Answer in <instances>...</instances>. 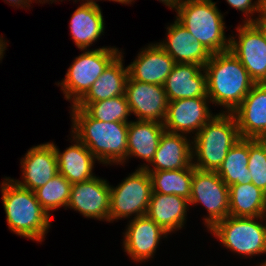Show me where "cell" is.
<instances>
[{
    "label": "cell",
    "mask_w": 266,
    "mask_h": 266,
    "mask_svg": "<svg viewBox=\"0 0 266 266\" xmlns=\"http://www.w3.org/2000/svg\"><path fill=\"white\" fill-rule=\"evenodd\" d=\"M120 53L117 48L102 47L89 49L76 57L63 81L57 84H60L66 100L75 105Z\"/></svg>",
    "instance_id": "7"
},
{
    "label": "cell",
    "mask_w": 266,
    "mask_h": 266,
    "mask_svg": "<svg viewBox=\"0 0 266 266\" xmlns=\"http://www.w3.org/2000/svg\"><path fill=\"white\" fill-rule=\"evenodd\" d=\"M167 42L158 43L175 63L205 66L211 53L177 20L167 27Z\"/></svg>",
    "instance_id": "20"
},
{
    "label": "cell",
    "mask_w": 266,
    "mask_h": 266,
    "mask_svg": "<svg viewBox=\"0 0 266 266\" xmlns=\"http://www.w3.org/2000/svg\"><path fill=\"white\" fill-rule=\"evenodd\" d=\"M104 25L100 6L96 1L85 0L74 11L69 26L76 46L84 51L104 33Z\"/></svg>",
    "instance_id": "21"
},
{
    "label": "cell",
    "mask_w": 266,
    "mask_h": 266,
    "mask_svg": "<svg viewBox=\"0 0 266 266\" xmlns=\"http://www.w3.org/2000/svg\"><path fill=\"white\" fill-rule=\"evenodd\" d=\"M237 27L238 41L230 37L229 50L238 58L255 83H266V41L252 22Z\"/></svg>",
    "instance_id": "10"
},
{
    "label": "cell",
    "mask_w": 266,
    "mask_h": 266,
    "mask_svg": "<svg viewBox=\"0 0 266 266\" xmlns=\"http://www.w3.org/2000/svg\"><path fill=\"white\" fill-rule=\"evenodd\" d=\"M181 23L211 54L229 50L223 15L212 0H183L176 8Z\"/></svg>",
    "instance_id": "5"
},
{
    "label": "cell",
    "mask_w": 266,
    "mask_h": 266,
    "mask_svg": "<svg viewBox=\"0 0 266 266\" xmlns=\"http://www.w3.org/2000/svg\"><path fill=\"white\" fill-rule=\"evenodd\" d=\"M122 61L120 53L77 103H92L125 95L128 67L124 68Z\"/></svg>",
    "instance_id": "25"
},
{
    "label": "cell",
    "mask_w": 266,
    "mask_h": 266,
    "mask_svg": "<svg viewBox=\"0 0 266 266\" xmlns=\"http://www.w3.org/2000/svg\"><path fill=\"white\" fill-rule=\"evenodd\" d=\"M204 73V67L201 65L175 63L163 85L168 100L208 97Z\"/></svg>",
    "instance_id": "19"
},
{
    "label": "cell",
    "mask_w": 266,
    "mask_h": 266,
    "mask_svg": "<svg viewBox=\"0 0 266 266\" xmlns=\"http://www.w3.org/2000/svg\"><path fill=\"white\" fill-rule=\"evenodd\" d=\"M174 65V59L158 43H152L127 66L128 76L139 82L164 85Z\"/></svg>",
    "instance_id": "17"
},
{
    "label": "cell",
    "mask_w": 266,
    "mask_h": 266,
    "mask_svg": "<svg viewBox=\"0 0 266 266\" xmlns=\"http://www.w3.org/2000/svg\"><path fill=\"white\" fill-rule=\"evenodd\" d=\"M72 136L76 143L66 148L63 153L59 152L54 143L51 144L57 155L58 172L71 184H75L95 177L92 170L97 159L77 137L73 134Z\"/></svg>",
    "instance_id": "23"
},
{
    "label": "cell",
    "mask_w": 266,
    "mask_h": 266,
    "mask_svg": "<svg viewBox=\"0 0 266 266\" xmlns=\"http://www.w3.org/2000/svg\"><path fill=\"white\" fill-rule=\"evenodd\" d=\"M198 203L208 211V216L204 218L208 229L229 216V187L216 171L200 170L193 166L189 204Z\"/></svg>",
    "instance_id": "9"
},
{
    "label": "cell",
    "mask_w": 266,
    "mask_h": 266,
    "mask_svg": "<svg viewBox=\"0 0 266 266\" xmlns=\"http://www.w3.org/2000/svg\"><path fill=\"white\" fill-rule=\"evenodd\" d=\"M109 1H115V2H119L121 4H130L134 0H109Z\"/></svg>",
    "instance_id": "37"
},
{
    "label": "cell",
    "mask_w": 266,
    "mask_h": 266,
    "mask_svg": "<svg viewBox=\"0 0 266 266\" xmlns=\"http://www.w3.org/2000/svg\"><path fill=\"white\" fill-rule=\"evenodd\" d=\"M4 181L2 202L9 229L19 236L41 242L51 225L50 215L37 201L34 191L19 186L9 177Z\"/></svg>",
    "instance_id": "3"
},
{
    "label": "cell",
    "mask_w": 266,
    "mask_h": 266,
    "mask_svg": "<svg viewBox=\"0 0 266 266\" xmlns=\"http://www.w3.org/2000/svg\"><path fill=\"white\" fill-rule=\"evenodd\" d=\"M152 181V192L178 195L190 199L193 165L187 168L163 171H147Z\"/></svg>",
    "instance_id": "28"
},
{
    "label": "cell",
    "mask_w": 266,
    "mask_h": 266,
    "mask_svg": "<svg viewBox=\"0 0 266 266\" xmlns=\"http://www.w3.org/2000/svg\"><path fill=\"white\" fill-rule=\"evenodd\" d=\"M209 101L232 113L255 82L238 58L230 51L211 54L204 66Z\"/></svg>",
    "instance_id": "2"
},
{
    "label": "cell",
    "mask_w": 266,
    "mask_h": 266,
    "mask_svg": "<svg viewBox=\"0 0 266 266\" xmlns=\"http://www.w3.org/2000/svg\"><path fill=\"white\" fill-rule=\"evenodd\" d=\"M184 134L164 131L160 137L157 151L151 160L154 168L148 164L139 167L146 171L176 170L189 167L192 159V142Z\"/></svg>",
    "instance_id": "18"
},
{
    "label": "cell",
    "mask_w": 266,
    "mask_h": 266,
    "mask_svg": "<svg viewBox=\"0 0 266 266\" xmlns=\"http://www.w3.org/2000/svg\"><path fill=\"white\" fill-rule=\"evenodd\" d=\"M152 193L150 174L137 169L118 186L110 185L109 222L115 219L145 216Z\"/></svg>",
    "instance_id": "8"
},
{
    "label": "cell",
    "mask_w": 266,
    "mask_h": 266,
    "mask_svg": "<svg viewBox=\"0 0 266 266\" xmlns=\"http://www.w3.org/2000/svg\"><path fill=\"white\" fill-rule=\"evenodd\" d=\"M248 159L249 139L241 138L229 149L222 165L216 172L228 187L251 183Z\"/></svg>",
    "instance_id": "27"
},
{
    "label": "cell",
    "mask_w": 266,
    "mask_h": 266,
    "mask_svg": "<svg viewBox=\"0 0 266 266\" xmlns=\"http://www.w3.org/2000/svg\"><path fill=\"white\" fill-rule=\"evenodd\" d=\"M21 160L24 180H14L19 186L31 191L44 186L58 174V161L54 146L45 143L28 150Z\"/></svg>",
    "instance_id": "15"
},
{
    "label": "cell",
    "mask_w": 266,
    "mask_h": 266,
    "mask_svg": "<svg viewBox=\"0 0 266 266\" xmlns=\"http://www.w3.org/2000/svg\"><path fill=\"white\" fill-rule=\"evenodd\" d=\"M252 23L260 30L266 41V9L263 8L259 17L256 19L252 18Z\"/></svg>",
    "instance_id": "33"
},
{
    "label": "cell",
    "mask_w": 266,
    "mask_h": 266,
    "mask_svg": "<svg viewBox=\"0 0 266 266\" xmlns=\"http://www.w3.org/2000/svg\"><path fill=\"white\" fill-rule=\"evenodd\" d=\"M125 96L138 120L164 123L169 100L163 85L139 82L128 76Z\"/></svg>",
    "instance_id": "11"
},
{
    "label": "cell",
    "mask_w": 266,
    "mask_h": 266,
    "mask_svg": "<svg viewBox=\"0 0 266 266\" xmlns=\"http://www.w3.org/2000/svg\"><path fill=\"white\" fill-rule=\"evenodd\" d=\"M263 2H264V8L266 9V0H263Z\"/></svg>",
    "instance_id": "38"
},
{
    "label": "cell",
    "mask_w": 266,
    "mask_h": 266,
    "mask_svg": "<svg viewBox=\"0 0 266 266\" xmlns=\"http://www.w3.org/2000/svg\"><path fill=\"white\" fill-rule=\"evenodd\" d=\"M5 1H8L12 6H17L19 8V6L22 8H25V7H29L30 6V2L32 0H5ZM24 5V6H23Z\"/></svg>",
    "instance_id": "34"
},
{
    "label": "cell",
    "mask_w": 266,
    "mask_h": 266,
    "mask_svg": "<svg viewBox=\"0 0 266 266\" xmlns=\"http://www.w3.org/2000/svg\"><path fill=\"white\" fill-rule=\"evenodd\" d=\"M164 131L163 123L141 120L130 121L128 123L126 160L131 156H136L150 164Z\"/></svg>",
    "instance_id": "24"
},
{
    "label": "cell",
    "mask_w": 266,
    "mask_h": 266,
    "mask_svg": "<svg viewBox=\"0 0 266 266\" xmlns=\"http://www.w3.org/2000/svg\"><path fill=\"white\" fill-rule=\"evenodd\" d=\"M188 205L184 197L152 192L146 216L171 233L184 226Z\"/></svg>",
    "instance_id": "22"
},
{
    "label": "cell",
    "mask_w": 266,
    "mask_h": 266,
    "mask_svg": "<svg viewBox=\"0 0 266 266\" xmlns=\"http://www.w3.org/2000/svg\"><path fill=\"white\" fill-rule=\"evenodd\" d=\"M208 97H194L169 101L164 121L165 131L195 135L213 117L207 104Z\"/></svg>",
    "instance_id": "13"
},
{
    "label": "cell",
    "mask_w": 266,
    "mask_h": 266,
    "mask_svg": "<svg viewBox=\"0 0 266 266\" xmlns=\"http://www.w3.org/2000/svg\"><path fill=\"white\" fill-rule=\"evenodd\" d=\"M127 226L123 247L136 262L150 259L162 236L169 234L146 215L133 218Z\"/></svg>",
    "instance_id": "16"
},
{
    "label": "cell",
    "mask_w": 266,
    "mask_h": 266,
    "mask_svg": "<svg viewBox=\"0 0 266 266\" xmlns=\"http://www.w3.org/2000/svg\"><path fill=\"white\" fill-rule=\"evenodd\" d=\"M67 207L79 211L84 217L109 222V183L95 176L89 180L72 184Z\"/></svg>",
    "instance_id": "12"
},
{
    "label": "cell",
    "mask_w": 266,
    "mask_h": 266,
    "mask_svg": "<svg viewBox=\"0 0 266 266\" xmlns=\"http://www.w3.org/2000/svg\"><path fill=\"white\" fill-rule=\"evenodd\" d=\"M6 45L5 41L0 37V59L3 57V52L6 50Z\"/></svg>",
    "instance_id": "36"
},
{
    "label": "cell",
    "mask_w": 266,
    "mask_h": 266,
    "mask_svg": "<svg viewBox=\"0 0 266 266\" xmlns=\"http://www.w3.org/2000/svg\"><path fill=\"white\" fill-rule=\"evenodd\" d=\"M232 114L241 138L266 139V83H255Z\"/></svg>",
    "instance_id": "14"
},
{
    "label": "cell",
    "mask_w": 266,
    "mask_h": 266,
    "mask_svg": "<svg viewBox=\"0 0 266 266\" xmlns=\"http://www.w3.org/2000/svg\"><path fill=\"white\" fill-rule=\"evenodd\" d=\"M72 133L103 164H123L127 157L128 123L102 122L82 108H71Z\"/></svg>",
    "instance_id": "1"
},
{
    "label": "cell",
    "mask_w": 266,
    "mask_h": 266,
    "mask_svg": "<svg viewBox=\"0 0 266 266\" xmlns=\"http://www.w3.org/2000/svg\"><path fill=\"white\" fill-rule=\"evenodd\" d=\"M248 170L251 182L266 193V139H249Z\"/></svg>",
    "instance_id": "31"
},
{
    "label": "cell",
    "mask_w": 266,
    "mask_h": 266,
    "mask_svg": "<svg viewBox=\"0 0 266 266\" xmlns=\"http://www.w3.org/2000/svg\"><path fill=\"white\" fill-rule=\"evenodd\" d=\"M72 184L60 173L56 174L44 186L34 190L35 197L43 209L49 211L66 207L70 199Z\"/></svg>",
    "instance_id": "30"
},
{
    "label": "cell",
    "mask_w": 266,
    "mask_h": 266,
    "mask_svg": "<svg viewBox=\"0 0 266 266\" xmlns=\"http://www.w3.org/2000/svg\"><path fill=\"white\" fill-rule=\"evenodd\" d=\"M229 216H266V193L252 182L229 187Z\"/></svg>",
    "instance_id": "26"
},
{
    "label": "cell",
    "mask_w": 266,
    "mask_h": 266,
    "mask_svg": "<svg viewBox=\"0 0 266 266\" xmlns=\"http://www.w3.org/2000/svg\"><path fill=\"white\" fill-rule=\"evenodd\" d=\"M241 139L235 117L221 112L201 128L192 141V163L200 170L217 171L229 149Z\"/></svg>",
    "instance_id": "4"
},
{
    "label": "cell",
    "mask_w": 266,
    "mask_h": 266,
    "mask_svg": "<svg viewBox=\"0 0 266 266\" xmlns=\"http://www.w3.org/2000/svg\"><path fill=\"white\" fill-rule=\"evenodd\" d=\"M264 217L266 216L257 218L227 216L209 230L225 247L242 256L266 254V225L256 221L263 220ZM260 266H266V261Z\"/></svg>",
    "instance_id": "6"
},
{
    "label": "cell",
    "mask_w": 266,
    "mask_h": 266,
    "mask_svg": "<svg viewBox=\"0 0 266 266\" xmlns=\"http://www.w3.org/2000/svg\"><path fill=\"white\" fill-rule=\"evenodd\" d=\"M228 4L245 13V16L248 18L244 22H252L251 17H248V14H252L257 12L261 13L264 8L263 0H257L256 2L252 3V0H226Z\"/></svg>",
    "instance_id": "32"
},
{
    "label": "cell",
    "mask_w": 266,
    "mask_h": 266,
    "mask_svg": "<svg viewBox=\"0 0 266 266\" xmlns=\"http://www.w3.org/2000/svg\"><path fill=\"white\" fill-rule=\"evenodd\" d=\"M71 108H82L92 118L102 122H130L127 117L131 110L125 95L92 103H76Z\"/></svg>",
    "instance_id": "29"
},
{
    "label": "cell",
    "mask_w": 266,
    "mask_h": 266,
    "mask_svg": "<svg viewBox=\"0 0 266 266\" xmlns=\"http://www.w3.org/2000/svg\"><path fill=\"white\" fill-rule=\"evenodd\" d=\"M162 1L166 6L170 7L171 9H176L183 0H159Z\"/></svg>",
    "instance_id": "35"
}]
</instances>
